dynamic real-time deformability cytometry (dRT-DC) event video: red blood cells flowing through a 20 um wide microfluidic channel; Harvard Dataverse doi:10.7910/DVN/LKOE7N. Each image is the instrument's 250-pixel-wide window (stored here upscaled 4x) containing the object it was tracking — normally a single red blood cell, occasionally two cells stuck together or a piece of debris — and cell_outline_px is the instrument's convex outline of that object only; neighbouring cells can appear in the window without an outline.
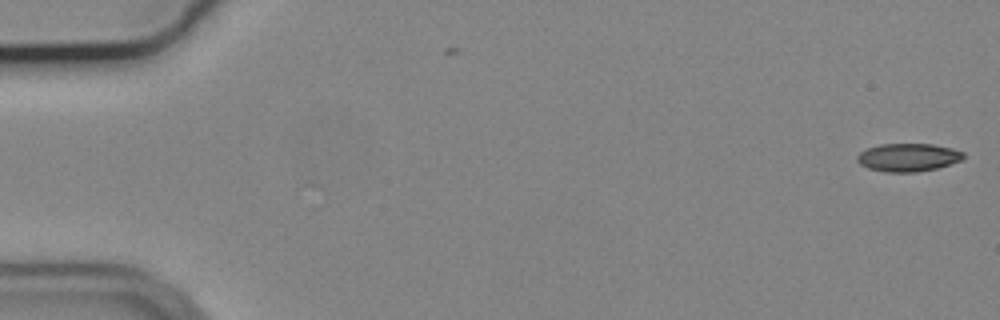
{"species": "common noctule bat (a hibernating species)", "species_latin": "Nyctalus noctula", "temperature_condition": "cold", "stored_images_in_passage": 3, "camera_frame_rate_fps": 3000, "um_per_image_px": 0.085, "animal": {"sex": "male", "body_mass_g": 19.2, "forearm_length_mm": 51.8}, "frame": {"image": 1, "passage_image": 3, "time_ms": 0.667, "image_size_px": [1000, 320], "cell_outline_px": [[964, 156], [960, 160], [936, 168], [916, 172], [884, 172], [868, 168], [860, 164], [856, 160], [856, 156], [860, 152], [868, 148], [880, 144], [932, 144], [952, 148], [964, 152]], "centroid_in_image_um": [77.15, 13.37], "position_along_channel_um": 7.8, "area_um2": 17.28}}